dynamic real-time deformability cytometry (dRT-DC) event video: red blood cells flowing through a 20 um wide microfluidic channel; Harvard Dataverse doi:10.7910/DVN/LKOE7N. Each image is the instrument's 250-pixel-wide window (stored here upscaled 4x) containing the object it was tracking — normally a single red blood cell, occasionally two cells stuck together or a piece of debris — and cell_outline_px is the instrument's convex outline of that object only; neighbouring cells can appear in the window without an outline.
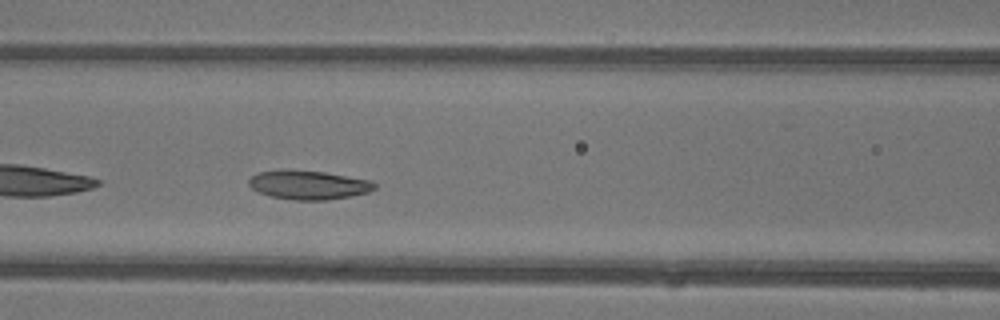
{"species": "common noctule bat (a hibernating species)", "species_latin": "Nyctalus noctula", "temperature_condition": "warm", "stored_images_in_passage": 41, "camera_frame_rate_fps": 3000, "um_per_image_px": 0.085, "animal": {"sex": "female"}, "frame": {"image": 1, "passage_image": 15, "time_ms": 4.667, "image_size_px": [1000, 320], "cell_outline_px": [[376, 188], [368, 192], [352, 196], [328, 200], [292, 200], [268, 196], [252, 188], [248, 184], [248, 180], [256, 172], [324, 172], [372, 180], [376, 184]], "centroid_in_image_um": [26.28, 15.76], "position_along_channel_um": 140.3, "area_um2": 20.69}}
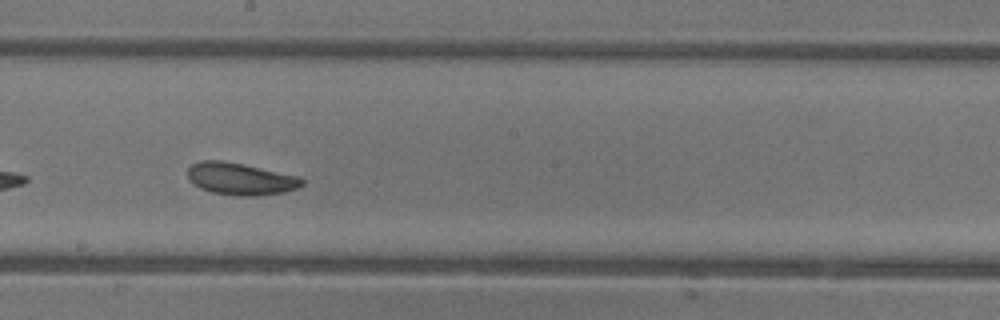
{"frame": {"image": 2, "passage_image": 21, "time_ms": 6.667, "image_size_px": [1000, 320], "cell_outline_px": [[304, 184], [296, 188], [284, 192], [256, 196], [232, 196], [212, 192], [200, 188], [188, 180], [188, 168], [192, 164], [200, 160], [224, 160], [244, 164], [296, 176], [304, 180]], "centroid_in_image_um": [20.39, 15.2], "position_along_channel_um": 227.8, "area_um2": 21.44}}
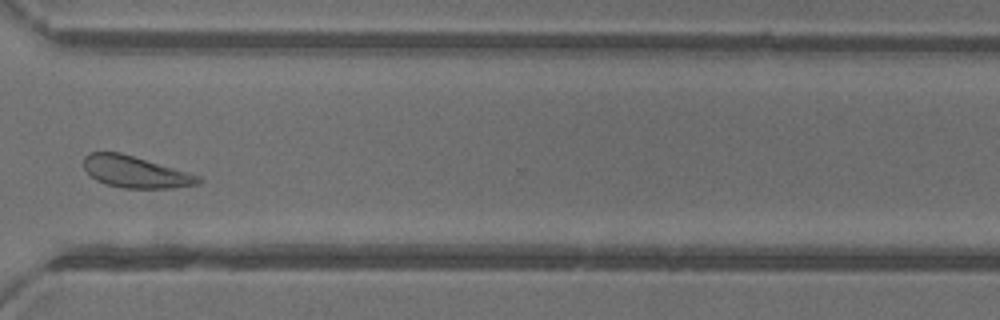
{"frame": {"image": 3, "passage_image": 30, "time_ms": 9.667, "image_size_px": [1000, 320], "cell_outline_px": [[204, 180], [200, 184], [172, 188], [124, 188], [104, 184], [96, 180], [84, 168], [84, 156], [88, 152], [120, 152], [200, 176]], "centroid_in_image_um": [11.51, 14.62], "position_along_channel_um": 359.1, "area_um2": 21.04}, "authors_computed_cell_mechanics": {"area_um2": 21.675, "velocity_mm_per_s": 4.3843, "shape_relaxation_time_tau1_ms": 2.3025, "shape_relaxation_time_tau2_ms": null, "deformation_change_tau1": 0.0779, "deformation_change_tau2": null}}